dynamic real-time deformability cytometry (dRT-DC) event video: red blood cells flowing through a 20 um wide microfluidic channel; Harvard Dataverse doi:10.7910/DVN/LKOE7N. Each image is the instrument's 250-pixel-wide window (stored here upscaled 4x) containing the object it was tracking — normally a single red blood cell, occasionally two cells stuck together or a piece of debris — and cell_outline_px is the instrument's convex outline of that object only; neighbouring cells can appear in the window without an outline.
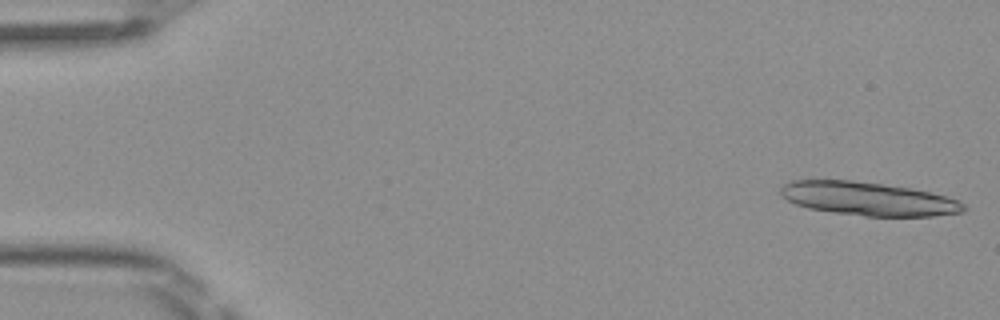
{"species": "Egyptian fruit bat (a non-hibernating species)", "species_latin": "Rousettus aegyptiacus", "temperature_condition": "room temperature", "stored_images_in_passage": 13, "camera_frame_rate_fps": 3000, "um_per_image_px": 0.085, "frame": {"image": 1, "passage_image": 1, "time_ms": 0.0, "image_size_px": [1000, 320], "cell_outline_px": [[968, 208], [964, 212], [932, 216], [864, 216], [808, 208], [796, 204], [780, 196], [780, 188], [788, 180], [852, 180], [912, 188], [948, 196], [960, 200]], "centroid_in_image_um": [73.83, 16.89], "position_along_channel_um": 11.2, "area_um2": 35.89}}